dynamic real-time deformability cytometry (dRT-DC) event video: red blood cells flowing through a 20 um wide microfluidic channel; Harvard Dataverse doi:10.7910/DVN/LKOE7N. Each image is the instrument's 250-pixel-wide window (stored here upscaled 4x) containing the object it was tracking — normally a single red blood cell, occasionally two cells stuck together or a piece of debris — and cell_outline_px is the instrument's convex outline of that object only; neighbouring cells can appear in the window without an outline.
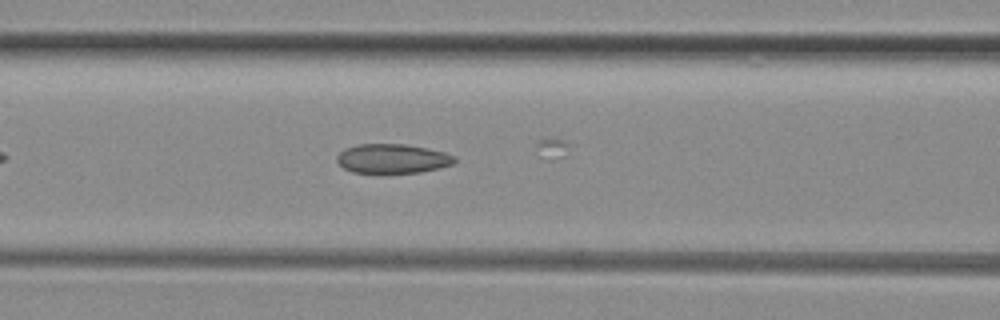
{"species": "common noctule bat (a hibernating species)", "species_latin": "Nyctalus noctula", "temperature_condition": "room temperature", "stored_images_in_passage": 10, "camera_frame_rate_fps": 3000, "um_per_image_px": 0.085, "animal": {"sex": "female", "body_mass_g": 29.2, "forearm_length_mm": 56.3}, "frame": {"image": 1, "passage_image": 5, "time_ms": 1.333, "image_size_px": [1000, 320], "cell_outline_px": [[456, 160], [452, 164], [420, 172], [352, 172], [344, 168], [336, 160], [336, 156], [344, 148], [360, 144], [404, 144], [444, 152], [456, 156]], "centroid_in_image_um": [33.33, 13.47], "position_along_channel_um": 133.3, "area_um2": 19.77}}
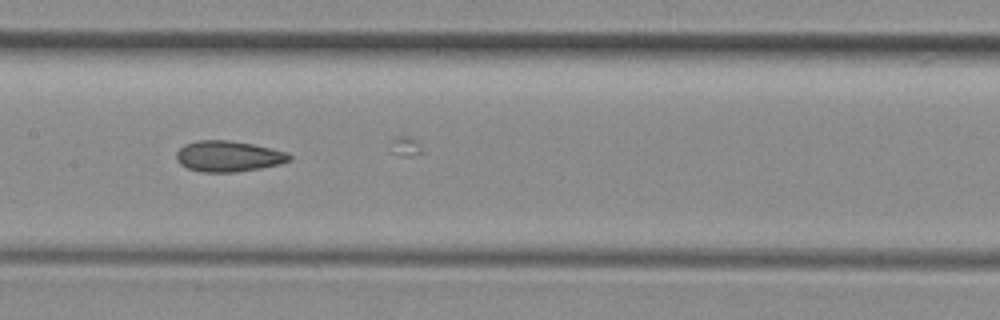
{"frame": {"image": 2, "passage_image": 9, "time_ms": 2.667, "image_size_px": [1000, 320], "cell_outline_px": [[292, 160], [280, 164], [260, 168], [236, 172], [200, 172], [188, 168], [180, 164], [176, 160], [176, 152], [184, 144], [196, 140], [228, 140], [252, 144], [272, 148], [288, 152], [292, 156]], "centroid_in_image_um": [19.41, 13.28], "position_along_channel_um": 188.0, "area_um2": 20.52}}